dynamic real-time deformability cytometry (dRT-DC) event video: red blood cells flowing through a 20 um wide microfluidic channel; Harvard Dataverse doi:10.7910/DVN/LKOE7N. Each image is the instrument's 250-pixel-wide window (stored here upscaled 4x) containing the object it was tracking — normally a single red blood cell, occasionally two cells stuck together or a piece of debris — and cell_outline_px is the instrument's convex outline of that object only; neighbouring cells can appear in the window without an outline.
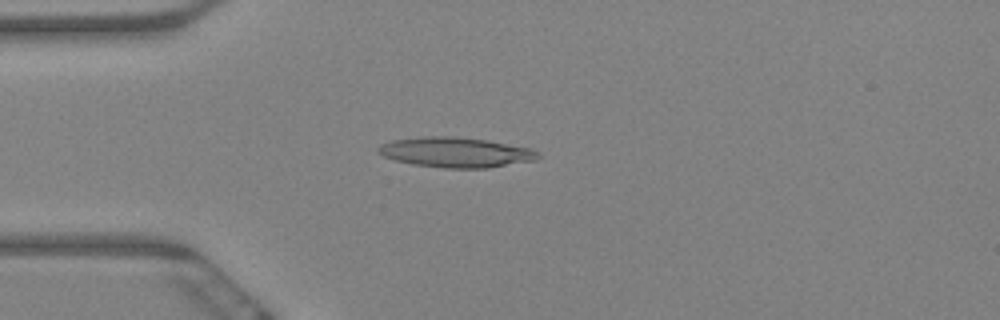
{"species": "Egyptian fruit bat (a non-hibernating species)", "species_latin": "Rousettus aegyptiacus", "temperature_condition": "warm", "stored_images_in_passage": 61, "camera_frame_rate_fps": 3000, "um_per_image_px": 0.085, "animal": {"sex": "female"}, "frame": {"image": 1, "passage_image": 16, "time_ms": 5.0, "image_size_px": [1000, 320], "cell_outline_px": [[540, 156], [536, 160], [488, 168], [444, 168], [412, 164], [396, 160], [384, 156], [376, 152], [376, 148], [380, 144], [392, 140], [424, 136], [452, 136], [488, 140], [528, 148], [536, 152]], "centroid_in_image_um": [38.69, 12.94], "position_along_channel_um": 46.3, "area_um2": 27.98}}
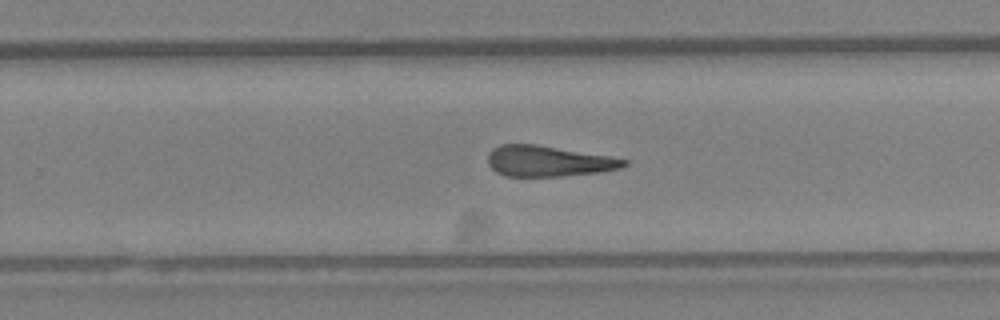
{"frame": {"image": 2, "passage_image": 39, "time_ms": 12.667, "image_size_px": [1000, 320], "cell_outline_px": [[628, 164], [620, 168], [600, 172], [560, 176], [504, 176], [496, 172], [488, 164], [488, 152], [492, 148], [500, 144], [536, 144], [608, 156], [628, 160]], "centroid_in_image_um": [46.57, 13.69], "position_along_channel_um": 283.2, "area_um2": 24.33}}
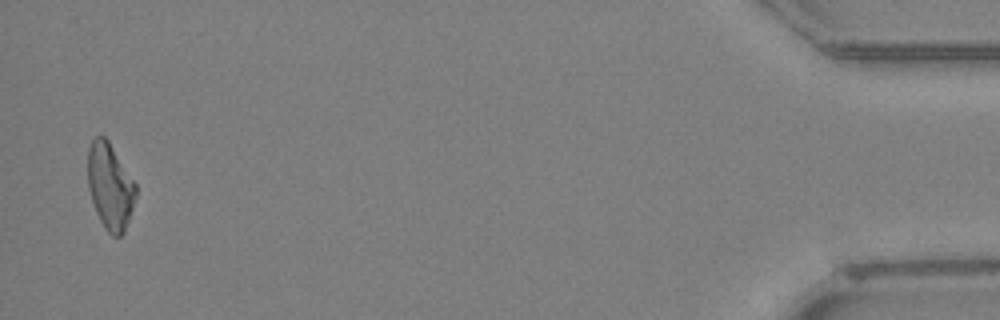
{"frame": {"image": 3, "passage_image": 60, "time_ms": 19.667, "image_size_px": [1000, 320], "cell_outline_px": [[136, 196], [124, 232], [120, 236], [112, 236], [104, 228], [96, 212], [88, 188], [88, 148], [92, 140], [96, 136], [104, 136], [108, 140], [136, 184]], "centroid_in_image_um": [9.34, 15.84], "position_along_channel_um": 425.9, "area_um2": 23.87}, "authors_computed_cell_mechanics": {"area_um2": 25.5476, "velocity_mm_per_s": 3.3119, "shape_relaxation_time_tau1_ms": null, "shape_relaxation_time_tau2_ms": 6.3418, "deformation_change_tau1": null, "deformation_change_tau2": 0.2212}}